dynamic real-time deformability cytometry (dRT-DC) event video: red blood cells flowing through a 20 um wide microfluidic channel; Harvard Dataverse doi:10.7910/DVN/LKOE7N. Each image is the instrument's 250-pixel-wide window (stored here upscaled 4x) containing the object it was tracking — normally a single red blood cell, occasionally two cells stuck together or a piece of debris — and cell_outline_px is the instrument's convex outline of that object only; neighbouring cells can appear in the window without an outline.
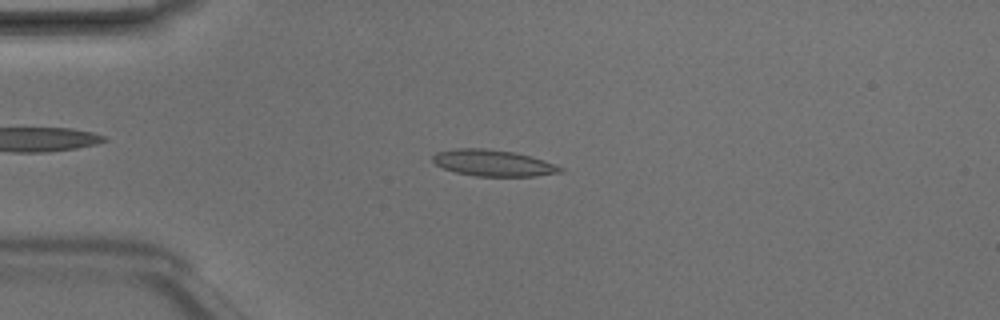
{"species": "Egyptian fruit bat (a non-hibernating species)", "species_latin": "Rousettus aegyptiacus", "temperature_condition": "room temperature", "stored_images_in_passage": 5, "camera_frame_rate_fps": 3000, "um_per_image_px": 0.085, "animal": {"sex": "male"}, "frame": {"image": 1, "passage_image": 3, "time_ms": 0.667, "image_size_px": [1000, 320], "cell_outline_px": [[564, 172], [536, 176], [476, 176], [456, 172], [444, 168], [436, 164], [432, 160], [432, 156], [436, 152], [460, 148], [484, 148], [516, 152], [564, 168]], "centroid_in_image_um": [41.9, 13.85], "position_along_channel_um": 43.1, "area_um2": 19.36}}
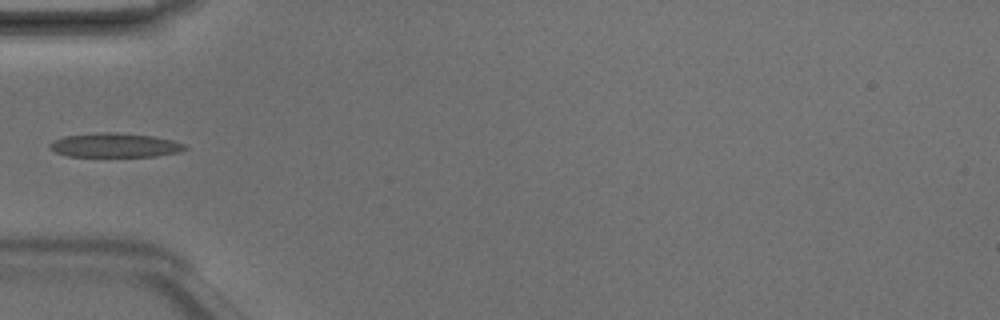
{"frame": {"image": 2, "passage_image": 4, "time_ms": 1.0, "image_size_px": [1000, 320], "cell_outline_px": [[188, 148], [180, 152], [156, 156], [68, 156], [56, 152], [48, 148], [48, 144], [52, 140], [64, 136], [96, 132], [116, 132], [152, 136], [172, 140], [184, 144]], "centroid_in_image_um": [9.73, 12.33], "position_along_channel_um": 75.3, "area_um2": 19.13}}